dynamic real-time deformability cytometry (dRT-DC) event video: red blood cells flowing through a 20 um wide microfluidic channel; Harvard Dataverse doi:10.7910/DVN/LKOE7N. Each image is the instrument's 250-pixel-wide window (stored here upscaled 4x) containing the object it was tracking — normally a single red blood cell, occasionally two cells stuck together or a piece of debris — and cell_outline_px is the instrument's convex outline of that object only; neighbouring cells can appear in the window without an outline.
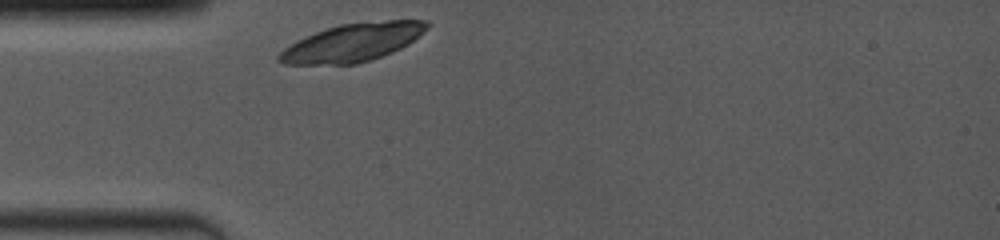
{"species": "common noctule bat (a hibernating species)", "species_latin": "Nyctalus noctula", "temperature_condition": "room temperature", "stored_images_in_passage": 2, "camera_frame_rate_fps": 4000, "um_per_image_px": 0.085, "animal": {"sex": "female", "body_mass_g": 19.0, "forearm_length_mm": 53.3}, "frame": {"image": 1, "passage_image": 1, "time_ms": 0.0, "image_size_px": [1000, 240], "cell_outline_px": [[432, 24], [428, 28], [408, 44], [392, 52], [356, 64], [284, 64], [276, 60], [276, 56], [284, 48], [304, 36], [340, 24], [388, 20], [428, 20]], "centroid_in_image_um": [29.97, 3.6], "position_along_channel_um": 55.0, "area_um2": 32.54}}